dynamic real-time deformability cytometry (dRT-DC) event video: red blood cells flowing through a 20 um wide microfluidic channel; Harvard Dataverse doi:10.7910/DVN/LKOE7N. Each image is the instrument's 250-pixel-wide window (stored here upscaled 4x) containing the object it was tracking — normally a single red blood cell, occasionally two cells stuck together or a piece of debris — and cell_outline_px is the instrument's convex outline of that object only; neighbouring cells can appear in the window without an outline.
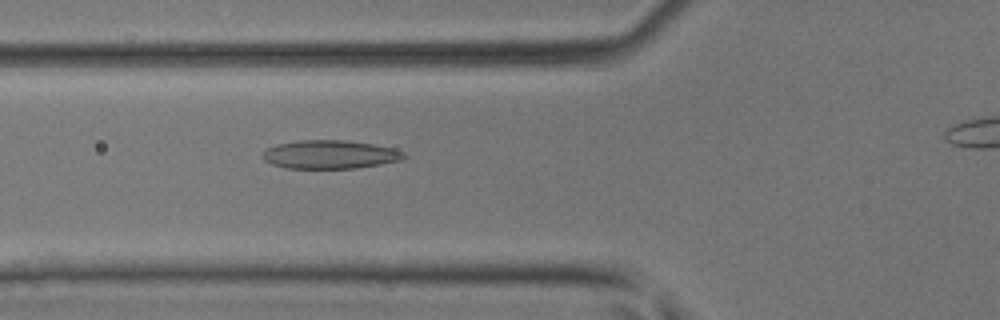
{"species": "common noctule bat (a hibernating species)", "species_latin": "Nyctalus noctula", "temperature_condition": "room temperature", "stored_images_in_passage": 42, "camera_frame_rate_fps": 3000, "um_per_image_px": 0.085, "animal": {"sex": "male", "body_mass_g": 17.9, "forearm_length_mm": 54.2}, "frame": {"image": 1, "passage_image": 18, "time_ms": 5.667, "image_size_px": [1000, 320], "cell_outline_px": [[408, 156], [400, 160], [380, 164], [356, 168], [288, 168], [272, 164], [264, 160], [260, 156], [268, 148], [276, 144], [300, 140], [344, 140], [372, 144], [396, 148], [404, 152]], "centroid_in_image_um": [28.06, 13.13], "position_along_channel_um": 97.7, "area_um2": 23.47}}
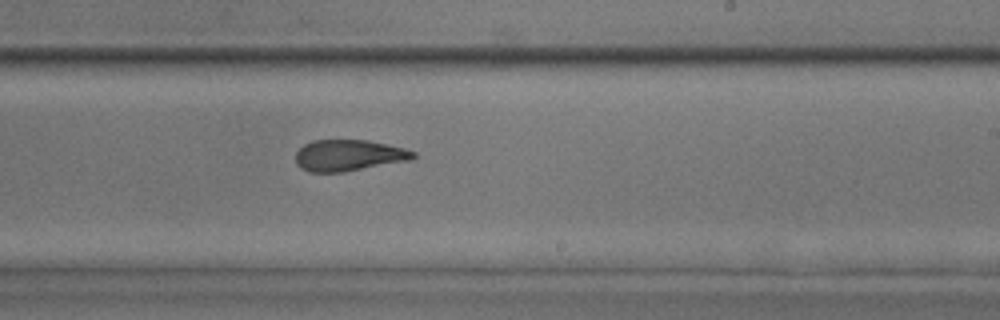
{"frame": {"image": 2, "passage_image": 29, "time_ms": 9.333, "image_size_px": [1000, 320], "cell_outline_px": [[416, 156], [412, 160], [344, 172], [308, 172], [300, 168], [296, 164], [296, 152], [304, 144], [312, 140], [368, 140], [388, 144], [404, 148], [416, 152]], "centroid_in_image_um": [29.65, 13.21], "position_along_channel_um": 259.4, "area_um2": 21.68}}
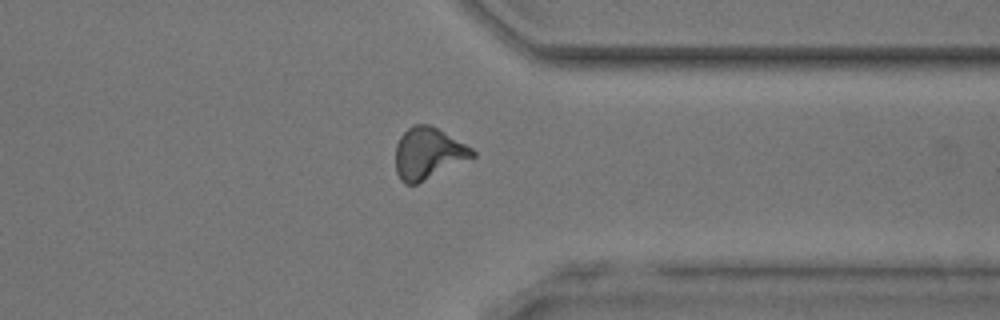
{"frame": {"image": 3, "passage_image": 37, "time_ms": 12.0, "image_size_px": [1000, 320], "cell_outline_px": [[476, 156], [416, 184], [404, 184], [400, 180], [396, 172], [396, 144], [400, 136], [412, 124], [428, 124], [444, 132], [472, 148], [476, 152]], "centroid_in_image_um": [36.37, 13.03], "position_along_channel_um": 375.0, "area_um2": 22.89}}